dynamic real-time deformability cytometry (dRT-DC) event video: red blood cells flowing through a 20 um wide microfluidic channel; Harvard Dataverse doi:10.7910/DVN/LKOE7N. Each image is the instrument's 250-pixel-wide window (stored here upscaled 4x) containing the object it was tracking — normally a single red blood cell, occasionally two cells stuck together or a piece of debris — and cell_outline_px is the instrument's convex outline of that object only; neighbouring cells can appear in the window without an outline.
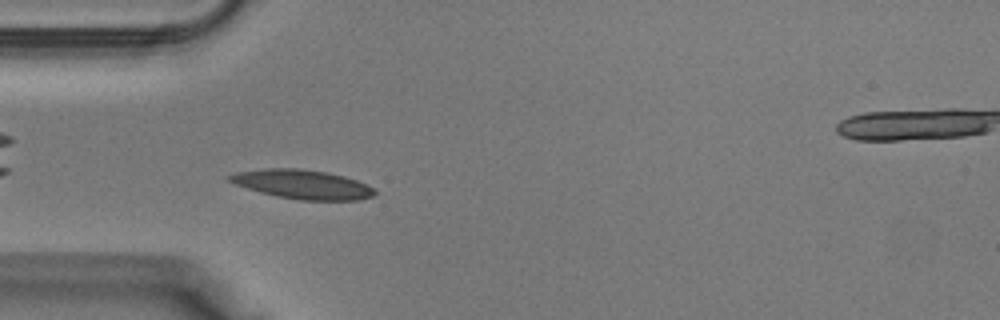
{"species": "Egyptian fruit bat (a non-hibernating species)", "species_latin": "Rousettus aegyptiacus", "temperature_condition": "warm", "stored_images_in_passage": 30, "camera_frame_rate_fps": 3000, "um_per_image_px": 0.085, "animal": {"sex": "male"}, "frame": {"image": 1, "passage_image": 2, "time_ms": 0.333, "image_size_px": [1000, 320], "cell_outline_px": [[376, 192], [372, 196], [356, 200], [300, 200], [276, 196], [260, 192], [236, 184], [228, 180], [224, 176], [236, 172], [268, 168], [300, 168], [324, 172], [344, 176], [356, 180], [372, 188]], "centroid_in_image_um": [25.65, 15.66], "position_along_channel_um": 59.3, "area_um2": 24.39}}
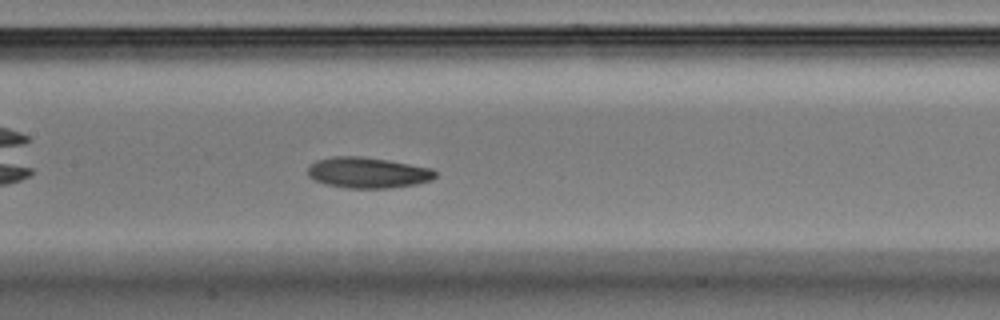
{"frame": {"image": 2, "passage_image": 9, "time_ms": 2.667, "image_size_px": [1000, 320], "cell_outline_px": [[436, 176], [432, 180], [416, 184], [388, 188], [348, 188], [324, 184], [308, 176], [308, 168], [316, 160], [332, 156], [360, 156], [388, 160], [432, 168], [436, 172]], "centroid_in_image_um": [31.26, 14.67], "position_along_channel_um": 176.1, "area_um2": 22.89}}
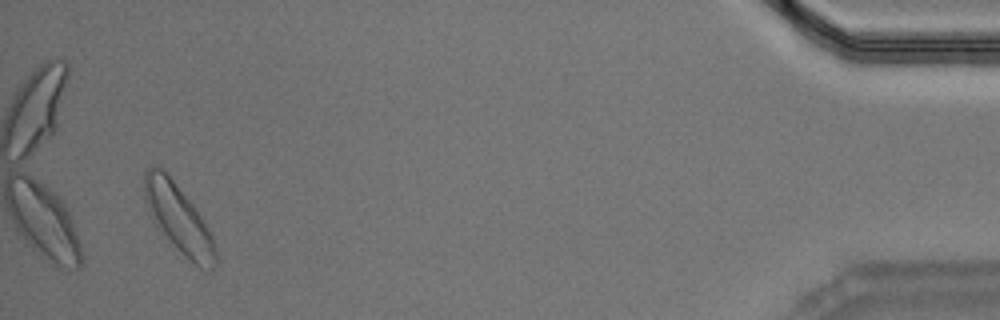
{"frame": {"image": 3, "passage_image": 28, "time_ms": 9.0, "image_size_px": [1000, 320], "cell_outline_px": [[216, 264], [212, 268], [200, 268], [156, 224], [144, 200], [144, 168], [152, 164], [156, 164], [164, 168], [168, 172], [192, 204], [200, 216], [212, 236], [216, 244]], "centroid_in_image_um": [15.14, 18.42], "position_along_channel_um": 420.1, "area_um2": 27.4}}